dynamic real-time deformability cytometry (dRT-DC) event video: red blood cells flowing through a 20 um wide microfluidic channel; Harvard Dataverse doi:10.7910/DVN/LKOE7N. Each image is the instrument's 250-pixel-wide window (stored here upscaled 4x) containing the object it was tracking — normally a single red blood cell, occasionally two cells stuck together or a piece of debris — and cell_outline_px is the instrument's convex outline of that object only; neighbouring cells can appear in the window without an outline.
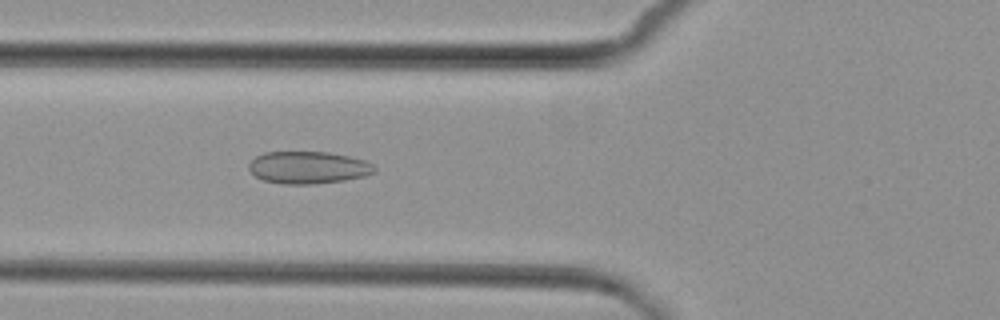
{"species": "common noctule bat (a hibernating species)", "species_latin": "Nyctalus noctula", "temperature_condition": "cold", "stored_images_in_passage": 3, "camera_frame_rate_fps": 3000, "um_per_image_px": 0.085, "animal": {"sex": "female", "body_mass_g": 29.2, "forearm_length_mm": 56.3}, "frame": {"image": 1, "passage_image": 3, "time_ms": 3.667, "image_size_px": [1000, 320], "cell_outline_px": [[376, 172], [364, 176], [344, 180], [312, 184], [284, 184], [264, 180], [256, 176], [248, 168], [248, 164], [256, 156], [264, 152], [328, 152], [352, 156], [364, 160], [372, 164], [376, 168]], "centroid_in_image_um": [26.22, 14.23], "position_along_channel_um": 99.6, "area_um2": 23.64}}